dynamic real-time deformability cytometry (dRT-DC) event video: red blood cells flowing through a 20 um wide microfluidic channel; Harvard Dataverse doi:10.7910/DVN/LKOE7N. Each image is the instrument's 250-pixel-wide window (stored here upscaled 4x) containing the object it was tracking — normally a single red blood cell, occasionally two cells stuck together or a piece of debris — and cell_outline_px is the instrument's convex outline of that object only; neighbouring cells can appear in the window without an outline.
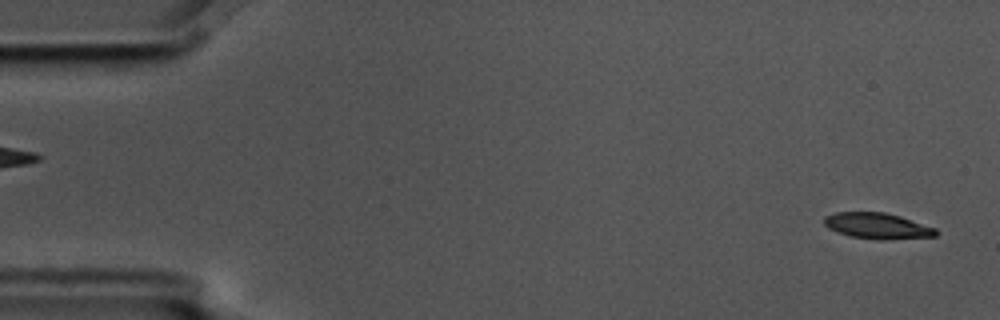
{"species": "common noctule bat (a hibernating species)", "species_latin": "Nyctalus noctula", "temperature_condition": "cold", "stored_images_in_passage": 52, "camera_frame_rate_fps": 3000, "um_per_image_px": 0.085, "animal": {"sex": "male", "body_mass_g": 17.5, "forearm_length_mm": 52.3}, "frame": {"image": 1, "passage_image": 2, "time_ms": 0.333, "image_size_px": [1000, 320], "cell_outline_px": [[936, 236], [884, 240], [880, 240], [852, 236], [828, 228], [824, 224], [824, 216], [836, 212], [884, 212], [900, 216], [936, 228]], "centroid_in_image_um": [74.58, 19.19], "position_along_channel_um": 10.4, "area_um2": 16.7}}
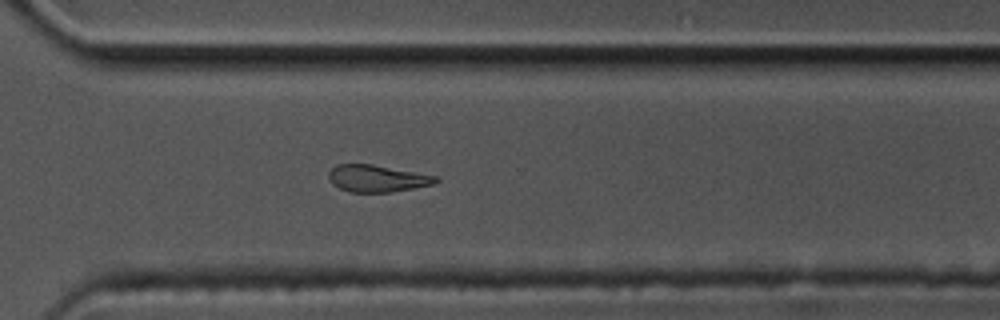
{"frame": {"image": 2, "passage_image": 40, "time_ms": 13.0, "image_size_px": [1000, 320], "cell_outline_px": [[440, 180], [436, 184], [392, 192], [348, 192], [332, 184], [328, 176], [328, 172], [336, 164], [372, 164], [436, 176]], "centroid_in_image_um": [32.05, 15.17], "position_along_channel_um": 338.6, "area_um2": 16.88}}
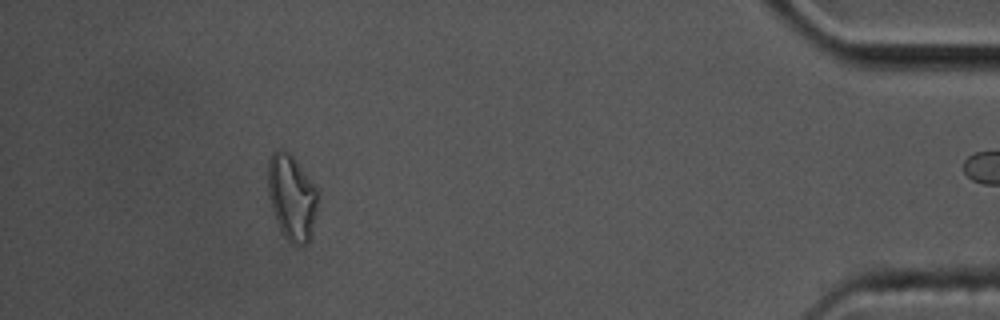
{"frame": {"image": 3, "passage_image": 51, "time_ms": 16.667, "image_size_px": [1000, 320], "cell_outline_px": [[316, 212], [312, 232], [308, 244], [292, 244], [284, 236], [276, 220], [268, 196], [268, 160], [272, 152], [280, 148], [288, 152], [292, 156], [316, 188]], "centroid_in_image_um": [24.77, 16.77], "position_along_channel_um": 410.4, "area_um2": 24.45}}